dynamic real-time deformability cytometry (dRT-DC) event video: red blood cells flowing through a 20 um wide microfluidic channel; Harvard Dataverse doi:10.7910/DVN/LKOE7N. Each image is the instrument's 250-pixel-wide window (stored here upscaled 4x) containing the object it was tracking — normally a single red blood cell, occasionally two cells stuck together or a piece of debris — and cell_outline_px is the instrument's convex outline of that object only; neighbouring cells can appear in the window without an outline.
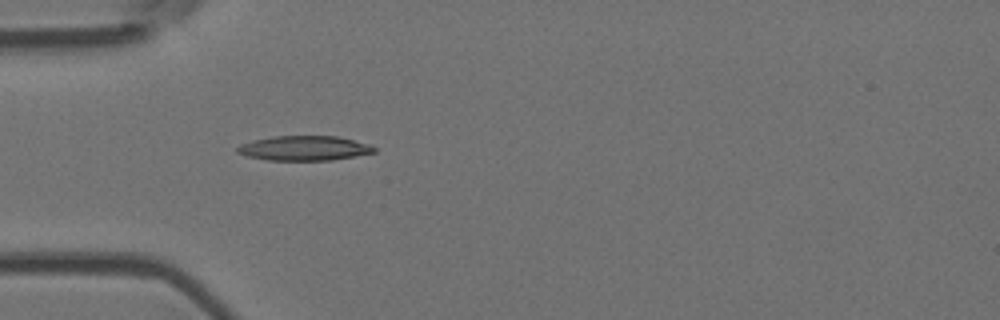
{"species": "Egyptian fruit bat (a non-hibernating species)", "species_latin": "Rousettus aegyptiacus", "temperature_condition": "room temperature", "stored_images_in_passage": 3, "camera_frame_rate_fps": 3000, "um_per_image_px": 0.085, "animal": {"sex": "female"}, "frame": {"image": 1, "passage_image": 3, "time_ms": 0.667, "image_size_px": [1000, 320], "cell_outline_px": [[376, 152], [332, 160], [268, 160], [248, 156], [236, 152], [236, 148], [240, 144], [252, 140], [276, 136], [336, 136], [372, 144], [376, 148]], "centroid_in_image_um": [25.88, 12.59], "position_along_channel_um": 59.1, "area_um2": 19.71}}